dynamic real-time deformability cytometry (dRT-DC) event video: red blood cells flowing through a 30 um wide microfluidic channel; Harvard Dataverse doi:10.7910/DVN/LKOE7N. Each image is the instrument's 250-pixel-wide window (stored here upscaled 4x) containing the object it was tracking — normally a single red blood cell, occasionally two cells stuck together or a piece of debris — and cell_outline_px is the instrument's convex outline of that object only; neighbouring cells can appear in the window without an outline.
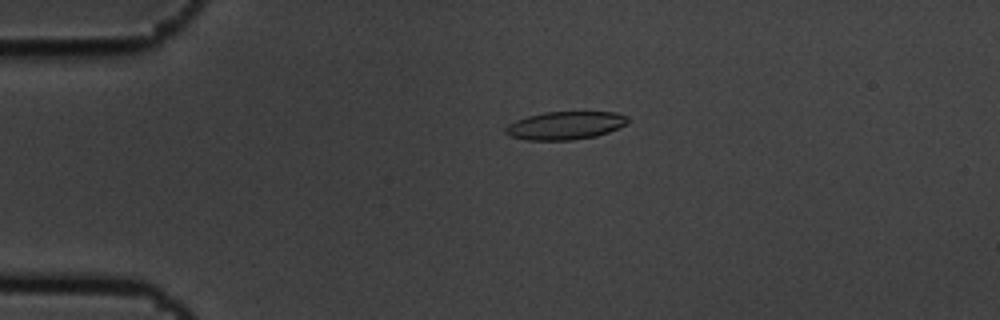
{"species": "common noctule bat (a hibernating species)", "species_latin": "Nyctalus noctula", "temperature_condition": "cold", "stored_images_in_passage": 3, "camera_frame_rate_fps": 3000, "um_per_image_px": 0.085, "animal": {"sex": "male", "body_mass_g": 19.5, "forearm_length_mm": 54.6}, "frame": {"image": 1, "passage_image": 3, "time_ms": 0.667, "image_size_px": [1000, 320], "cell_outline_px": [[628, 120], [624, 124], [608, 132], [596, 136], [572, 140], [524, 140], [508, 136], [504, 132], [504, 128], [508, 124], [516, 120], [528, 116], [544, 112], [616, 112], [628, 116]], "centroid_in_image_um": [47.98, 10.67], "position_along_channel_um": 37.0, "area_um2": 20.0}}